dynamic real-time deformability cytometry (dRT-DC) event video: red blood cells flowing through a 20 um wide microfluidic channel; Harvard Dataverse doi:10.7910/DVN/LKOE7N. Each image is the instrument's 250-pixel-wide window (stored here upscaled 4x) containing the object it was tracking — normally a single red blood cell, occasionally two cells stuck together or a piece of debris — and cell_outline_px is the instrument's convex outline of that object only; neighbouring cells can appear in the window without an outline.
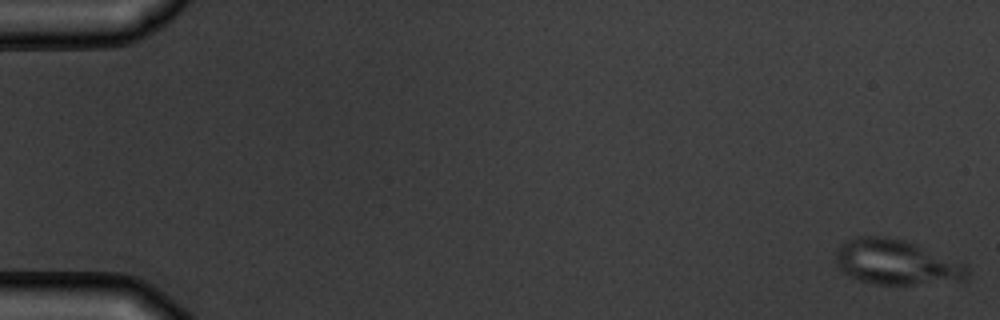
{"species": "common noctule bat (a hibernating species)", "species_latin": "Nyctalus noctula", "temperature_condition": "warm", "stored_images_in_passage": 5, "camera_frame_rate_fps": 3000, "um_per_image_px": 0.085, "animal": {"sex": "male", "body_mass_g": 19.5, "forearm_length_mm": 54.6}, "frame": {"image": 1, "passage_image": 1, "time_ms": 0.0, "image_size_px": [1000, 320], "cell_outline_px": [[968, 276], [964, 280], [912, 284], [880, 284], [860, 280], [844, 272], [836, 264], [836, 252], [840, 244], [856, 236], [880, 236], [904, 240], [916, 244], [964, 264], [968, 268]], "centroid_in_image_um": [76.16, 22.28], "position_along_channel_um": 8.8, "area_um2": 33.93}}